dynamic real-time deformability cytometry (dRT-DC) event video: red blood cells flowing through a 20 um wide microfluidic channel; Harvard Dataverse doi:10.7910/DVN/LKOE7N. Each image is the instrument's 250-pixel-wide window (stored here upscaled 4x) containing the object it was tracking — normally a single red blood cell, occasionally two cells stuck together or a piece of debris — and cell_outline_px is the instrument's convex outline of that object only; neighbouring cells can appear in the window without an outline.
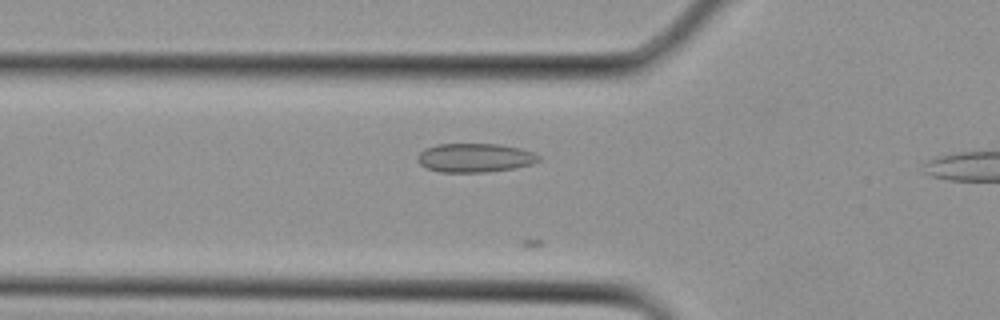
{"species": "Egyptian fruit bat (a non-hibernating species)", "species_latin": "Rousettus aegyptiacus", "temperature_condition": "cold", "stored_images_in_passage": 3, "camera_frame_rate_fps": 3000, "um_per_image_px": 0.085, "animal": {"sex": "female"}, "frame": {"image": 1, "passage_image": 2, "time_ms": 0.333, "image_size_px": [1000, 320], "cell_outline_px": [[540, 160], [532, 164], [516, 168], [484, 172], [440, 172], [428, 168], [420, 164], [416, 160], [416, 156], [424, 148], [436, 144], [500, 144], [520, 148], [532, 152], [540, 156]], "centroid_in_image_um": [40.35, 13.41], "position_along_channel_um": 85.5, "area_um2": 20.52}}